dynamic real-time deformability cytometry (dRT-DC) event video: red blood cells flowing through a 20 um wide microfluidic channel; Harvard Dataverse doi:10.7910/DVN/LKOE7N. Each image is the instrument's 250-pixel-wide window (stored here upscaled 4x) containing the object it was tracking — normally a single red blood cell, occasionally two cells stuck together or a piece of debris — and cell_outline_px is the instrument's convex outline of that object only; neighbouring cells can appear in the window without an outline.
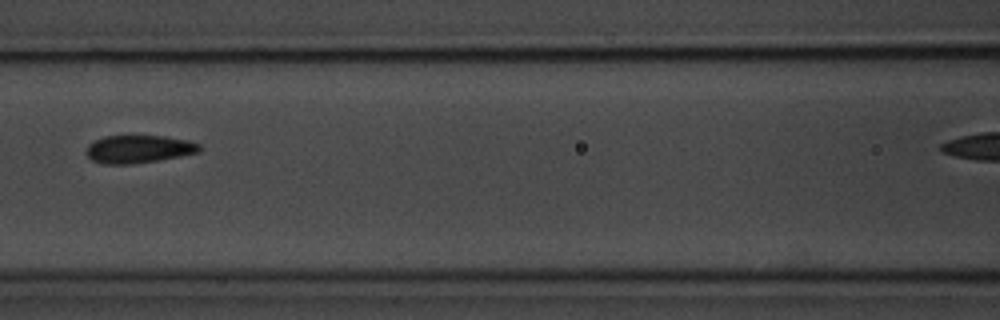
{"species": "common noctule bat (a hibernating species)", "species_latin": "Nyctalus noctula", "temperature_condition": "room temperature", "stored_images_in_passage": 10, "camera_frame_rate_fps": 3000, "um_per_image_px": 0.085, "animal": {"sex": "male", "body_mass_g": 20.1, "forearm_length_mm": 53.5}, "frame": {"image": 1, "passage_image": 5, "time_ms": 5.667, "image_size_px": [1000, 320], "cell_outline_px": [[200, 152], [180, 156], [132, 164], [104, 164], [92, 160], [84, 152], [88, 144], [104, 136], [164, 136], [188, 140], [200, 144]], "centroid_in_image_um": [11.76, 12.67], "position_along_channel_um": 154.8, "area_um2": 18.32}}